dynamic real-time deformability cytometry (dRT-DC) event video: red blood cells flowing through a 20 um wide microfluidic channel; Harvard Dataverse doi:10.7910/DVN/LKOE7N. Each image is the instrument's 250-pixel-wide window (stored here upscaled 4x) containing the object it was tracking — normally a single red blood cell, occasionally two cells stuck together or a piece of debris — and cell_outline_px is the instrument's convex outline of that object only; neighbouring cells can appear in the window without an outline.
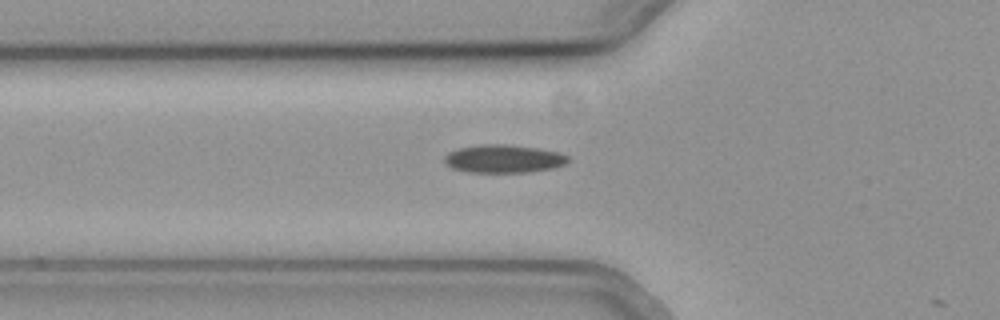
{"species": "common noctule bat (a hibernating species)", "species_latin": "Nyctalus noctula", "temperature_condition": "cold", "stored_images_in_passage": 32, "camera_frame_rate_fps": 3000, "um_per_image_px": 0.085, "animal": {"sex": "female", "body_mass_g": 19.3, "forearm_length_mm": 54.1}, "frame": {"image": 1, "passage_image": 3, "time_ms": 0.667, "image_size_px": [1000, 320], "cell_outline_px": [[568, 160], [564, 164], [552, 168], [528, 172], [468, 172], [452, 168], [444, 160], [444, 156], [448, 152], [460, 148], [484, 144], [504, 144], [536, 148], [556, 152], [568, 156]], "centroid_in_image_um": [42.77, 13.5], "position_along_channel_um": 83.0, "area_um2": 19.88}}
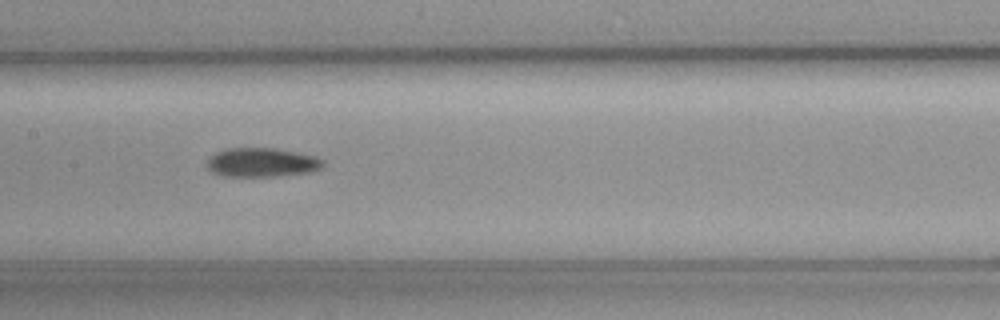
{"frame": {"image": 2, "passage_image": 11, "time_ms": 3.333, "image_size_px": [1000, 320], "cell_outline_px": [[324, 164], [320, 168], [308, 172], [276, 176], [224, 176], [212, 172], [208, 168], [208, 160], [216, 152], [228, 148], [276, 148], [316, 156], [324, 160]], "centroid_in_image_um": [22.27, 13.8], "position_along_channel_um": 185.1, "area_um2": 19.48}}
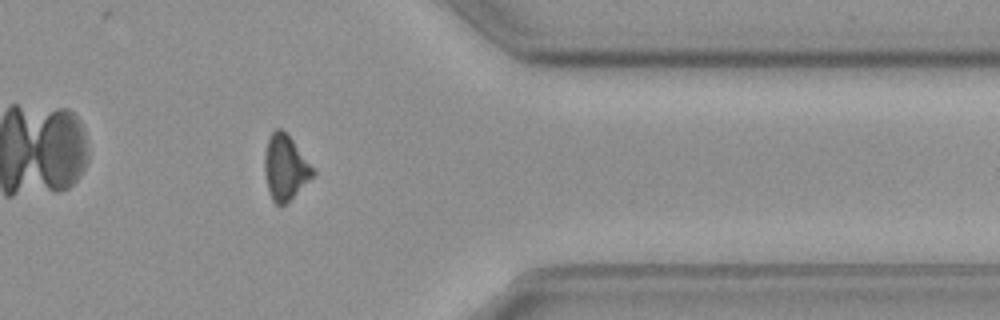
{"frame": {"image": 3, "passage_image": 28, "time_ms": 9.0, "image_size_px": [1000, 320], "cell_outline_px": [[316, 172], [284, 204], [276, 204], [272, 200], [268, 188], [264, 172], [264, 156], [268, 140], [272, 132], [276, 128], [280, 128], [292, 140]], "centroid_in_image_um": [24.21, 14.22], "position_along_channel_um": 387.2, "area_um2": 17.57}}